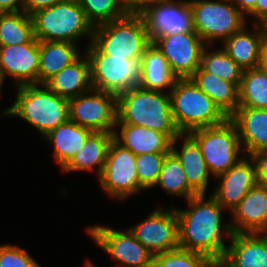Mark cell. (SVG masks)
<instances>
[{
	"label": "cell",
	"instance_id": "obj_40",
	"mask_svg": "<svg viewBox=\"0 0 267 267\" xmlns=\"http://www.w3.org/2000/svg\"><path fill=\"white\" fill-rule=\"evenodd\" d=\"M253 17L251 23L259 24L263 19L267 17V0H256L255 8L246 16Z\"/></svg>",
	"mask_w": 267,
	"mask_h": 267
},
{
	"label": "cell",
	"instance_id": "obj_23",
	"mask_svg": "<svg viewBox=\"0 0 267 267\" xmlns=\"http://www.w3.org/2000/svg\"><path fill=\"white\" fill-rule=\"evenodd\" d=\"M245 25L222 43V48L244 70L260 67L262 47L265 42L262 28L259 24Z\"/></svg>",
	"mask_w": 267,
	"mask_h": 267
},
{
	"label": "cell",
	"instance_id": "obj_27",
	"mask_svg": "<svg viewBox=\"0 0 267 267\" xmlns=\"http://www.w3.org/2000/svg\"><path fill=\"white\" fill-rule=\"evenodd\" d=\"M114 138L113 133L93 132L84 146L74 155L72 160L62 169L63 172H78L96 170L97 177L101 175L109 145Z\"/></svg>",
	"mask_w": 267,
	"mask_h": 267
},
{
	"label": "cell",
	"instance_id": "obj_22",
	"mask_svg": "<svg viewBox=\"0 0 267 267\" xmlns=\"http://www.w3.org/2000/svg\"><path fill=\"white\" fill-rule=\"evenodd\" d=\"M114 139L136 156L148 153H170L172 150L173 140L168 135L143 126L117 123Z\"/></svg>",
	"mask_w": 267,
	"mask_h": 267
},
{
	"label": "cell",
	"instance_id": "obj_10",
	"mask_svg": "<svg viewBox=\"0 0 267 267\" xmlns=\"http://www.w3.org/2000/svg\"><path fill=\"white\" fill-rule=\"evenodd\" d=\"M98 180L99 186L112 199L124 201L144 191L139 185L136 155L114 138L109 145L104 169Z\"/></svg>",
	"mask_w": 267,
	"mask_h": 267
},
{
	"label": "cell",
	"instance_id": "obj_44",
	"mask_svg": "<svg viewBox=\"0 0 267 267\" xmlns=\"http://www.w3.org/2000/svg\"><path fill=\"white\" fill-rule=\"evenodd\" d=\"M260 67L267 73V42H264L262 47Z\"/></svg>",
	"mask_w": 267,
	"mask_h": 267
},
{
	"label": "cell",
	"instance_id": "obj_33",
	"mask_svg": "<svg viewBox=\"0 0 267 267\" xmlns=\"http://www.w3.org/2000/svg\"><path fill=\"white\" fill-rule=\"evenodd\" d=\"M206 45L202 52L201 67L208 73L240 86L244 69L241 68L221 47L212 50Z\"/></svg>",
	"mask_w": 267,
	"mask_h": 267
},
{
	"label": "cell",
	"instance_id": "obj_48",
	"mask_svg": "<svg viewBox=\"0 0 267 267\" xmlns=\"http://www.w3.org/2000/svg\"><path fill=\"white\" fill-rule=\"evenodd\" d=\"M64 1H70V2H77V3H79L81 0H64Z\"/></svg>",
	"mask_w": 267,
	"mask_h": 267
},
{
	"label": "cell",
	"instance_id": "obj_46",
	"mask_svg": "<svg viewBox=\"0 0 267 267\" xmlns=\"http://www.w3.org/2000/svg\"><path fill=\"white\" fill-rule=\"evenodd\" d=\"M83 267H99L97 265H95L94 263L91 262V260L85 261V265Z\"/></svg>",
	"mask_w": 267,
	"mask_h": 267
},
{
	"label": "cell",
	"instance_id": "obj_8",
	"mask_svg": "<svg viewBox=\"0 0 267 267\" xmlns=\"http://www.w3.org/2000/svg\"><path fill=\"white\" fill-rule=\"evenodd\" d=\"M193 13V27L207 45L222 42L240 31L246 16L231 2L223 0H189Z\"/></svg>",
	"mask_w": 267,
	"mask_h": 267
},
{
	"label": "cell",
	"instance_id": "obj_37",
	"mask_svg": "<svg viewBox=\"0 0 267 267\" xmlns=\"http://www.w3.org/2000/svg\"><path fill=\"white\" fill-rule=\"evenodd\" d=\"M0 267H42L18 245L0 244Z\"/></svg>",
	"mask_w": 267,
	"mask_h": 267
},
{
	"label": "cell",
	"instance_id": "obj_24",
	"mask_svg": "<svg viewBox=\"0 0 267 267\" xmlns=\"http://www.w3.org/2000/svg\"><path fill=\"white\" fill-rule=\"evenodd\" d=\"M44 85L58 96L71 99L90 91V62L85 52L72 64L49 78Z\"/></svg>",
	"mask_w": 267,
	"mask_h": 267
},
{
	"label": "cell",
	"instance_id": "obj_15",
	"mask_svg": "<svg viewBox=\"0 0 267 267\" xmlns=\"http://www.w3.org/2000/svg\"><path fill=\"white\" fill-rule=\"evenodd\" d=\"M166 58L177 79L190 78L201 66L202 52L207 45L196 33L164 35L152 42Z\"/></svg>",
	"mask_w": 267,
	"mask_h": 267
},
{
	"label": "cell",
	"instance_id": "obj_30",
	"mask_svg": "<svg viewBox=\"0 0 267 267\" xmlns=\"http://www.w3.org/2000/svg\"><path fill=\"white\" fill-rule=\"evenodd\" d=\"M34 38L30 15L24 11L0 12V46L26 44Z\"/></svg>",
	"mask_w": 267,
	"mask_h": 267
},
{
	"label": "cell",
	"instance_id": "obj_21",
	"mask_svg": "<svg viewBox=\"0 0 267 267\" xmlns=\"http://www.w3.org/2000/svg\"><path fill=\"white\" fill-rule=\"evenodd\" d=\"M229 119L237 127L245 155L267 150V109L238 107Z\"/></svg>",
	"mask_w": 267,
	"mask_h": 267
},
{
	"label": "cell",
	"instance_id": "obj_36",
	"mask_svg": "<svg viewBox=\"0 0 267 267\" xmlns=\"http://www.w3.org/2000/svg\"><path fill=\"white\" fill-rule=\"evenodd\" d=\"M168 153H148L136 156V171L143 190L155 187L163 161Z\"/></svg>",
	"mask_w": 267,
	"mask_h": 267
},
{
	"label": "cell",
	"instance_id": "obj_7",
	"mask_svg": "<svg viewBox=\"0 0 267 267\" xmlns=\"http://www.w3.org/2000/svg\"><path fill=\"white\" fill-rule=\"evenodd\" d=\"M188 134L200 146L210 174L215 178L245 156L237 127L229 118L220 125L197 128Z\"/></svg>",
	"mask_w": 267,
	"mask_h": 267
},
{
	"label": "cell",
	"instance_id": "obj_35",
	"mask_svg": "<svg viewBox=\"0 0 267 267\" xmlns=\"http://www.w3.org/2000/svg\"><path fill=\"white\" fill-rule=\"evenodd\" d=\"M153 267H218L207 256L178 248L154 257Z\"/></svg>",
	"mask_w": 267,
	"mask_h": 267
},
{
	"label": "cell",
	"instance_id": "obj_41",
	"mask_svg": "<svg viewBox=\"0 0 267 267\" xmlns=\"http://www.w3.org/2000/svg\"><path fill=\"white\" fill-rule=\"evenodd\" d=\"M156 0H120L122 6L131 13H139L145 6Z\"/></svg>",
	"mask_w": 267,
	"mask_h": 267
},
{
	"label": "cell",
	"instance_id": "obj_29",
	"mask_svg": "<svg viewBox=\"0 0 267 267\" xmlns=\"http://www.w3.org/2000/svg\"><path fill=\"white\" fill-rule=\"evenodd\" d=\"M190 79L214 101L228 118L239 107V88L234 83L206 72L201 66Z\"/></svg>",
	"mask_w": 267,
	"mask_h": 267
},
{
	"label": "cell",
	"instance_id": "obj_12",
	"mask_svg": "<svg viewBox=\"0 0 267 267\" xmlns=\"http://www.w3.org/2000/svg\"><path fill=\"white\" fill-rule=\"evenodd\" d=\"M70 120L93 132L113 133L117 124V96L91 89L69 99Z\"/></svg>",
	"mask_w": 267,
	"mask_h": 267
},
{
	"label": "cell",
	"instance_id": "obj_34",
	"mask_svg": "<svg viewBox=\"0 0 267 267\" xmlns=\"http://www.w3.org/2000/svg\"><path fill=\"white\" fill-rule=\"evenodd\" d=\"M79 4L93 27L120 19L128 13L120 0H81Z\"/></svg>",
	"mask_w": 267,
	"mask_h": 267
},
{
	"label": "cell",
	"instance_id": "obj_1",
	"mask_svg": "<svg viewBox=\"0 0 267 267\" xmlns=\"http://www.w3.org/2000/svg\"><path fill=\"white\" fill-rule=\"evenodd\" d=\"M199 194L187 200V209L175 207L178 218L179 248L200 253L219 265L232 236L230 223H224L225 209L211 195Z\"/></svg>",
	"mask_w": 267,
	"mask_h": 267
},
{
	"label": "cell",
	"instance_id": "obj_2",
	"mask_svg": "<svg viewBox=\"0 0 267 267\" xmlns=\"http://www.w3.org/2000/svg\"><path fill=\"white\" fill-rule=\"evenodd\" d=\"M15 91L14 103L1 115L23 119L43 137L70 119L69 99L58 96L44 84L21 85Z\"/></svg>",
	"mask_w": 267,
	"mask_h": 267
},
{
	"label": "cell",
	"instance_id": "obj_31",
	"mask_svg": "<svg viewBox=\"0 0 267 267\" xmlns=\"http://www.w3.org/2000/svg\"><path fill=\"white\" fill-rule=\"evenodd\" d=\"M161 187L167 195L185 197L186 200L198 195L187 182L185 172L176 155L171 151L163 161L155 187Z\"/></svg>",
	"mask_w": 267,
	"mask_h": 267
},
{
	"label": "cell",
	"instance_id": "obj_43",
	"mask_svg": "<svg viewBox=\"0 0 267 267\" xmlns=\"http://www.w3.org/2000/svg\"><path fill=\"white\" fill-rule=\"evenodd\" d=\"M234 4L247 16L255 8L256 0H236Z\"/></svg>",
	"mask_w": 267,
	"mask_h": 267
},
{
	"label": "cell",
	"instance_id": "obj_3",
	"mask_svg": "<svg viewBox=\"0 0 267 267\" xmlns=\"http://www.w3.org/2000/svg\"><path fill=\"white\" fill-rule=\"evenodd\" d=\"M117 110V123L150 128L172 140L181 134L173 120L169 93L136 86L117 96Z\"/></svg>",
	"mask_w": 267,
	"mask_h": 267
},
{
	"label": "cell",
	"instance_id": "obj_42",
	"mask_svg": "<svg viewBox=\"0 0 267 267\" xmlns=\"http://www.w3.org/2000/svg\"><path fill=\"white\" fill-rule=\"evenodd\" d=\"M24 0H0V12L23 11Z\"/></svg>",
	"mask_w": 267,
	"mask_h": 267
},
{
	"label": "cell",
	"instance_id": "obj_13",
	"mask_svg": "<svg viewBox=\"0 0 267 267\" xmlns=\"http://www.w3.org/2000/svg\"><path fill=\"white\" fill-rule=\"evenodd\" d=\"M139 14L151 43L164 35L194 31L189 0H156L145 6Z\"/></svg>",
	"mask_w": 267,
	"mask_h": 267
},
{
	"label": "cell",
	"instance_id": "obj_39",
	"mask_svg": "<svg viewBox=\"0 0 267 267\" xmlns=\"http://www.w3.org/2000/svg\"><path fill=\"white\" fill-rule=\"evenodd\" d=\"M63 1L64 0H24L23 11L31 16L38 10L49 8Z\"/></svg>",
	"mask_w": 267,
	"mask_h": 267
},
{
	"label": "cell",
	"instance_id": "obj_28",
	"mask_svg": "<svg viewBox=\"0 0 267 267\" xmlns=\"http://www.w3.org/2000/svg\"><path fill=\"white\" fill-rule=\"evenodd\" d=\"M176 79L166 58L151 43L146 48L140 61V83L138 86L146 90L169 93Z\"/></svg>",
	"mask_w": 267,
	"mask_h": 267
},
{
	"label": "cell",
	"instance_id": "obj_26",
	"mask_svg": "<svg viewBox=\"0 0 267 267\" xmlns=\"http://www.w3.org/2000/svg\"><path fill=\"white\" fill-rule=\"evenodd\" d=\"M83 53L77 44L66 41H39L38 84L72 64Z\"/></svg>",
	"mask_w": 267,
	"mask_h": 267
},
{
	"label": "cell",
	"instance_id": "obj_6",
	"mask_svg": "<svg viewBox=\"0 0 267 267\" xmlns=\"http://www.w3.org/2000/svg\"><path fill=\"white\" fill-rule=\"evenodd\" d=\"M92 43L105 55L138 62L151 44L142 16L131 12L94 27Z\"/></svg>",
	"mask_w": 267,
	"mask_h": 267
},
{
	"label": "cell",
	"instance_id": "obj_9",
	"mask_svg": "<svg viewBox=\"0 0 267 267\" xmlns=\"http://www.w3.org/2000/svg\"><path fill=\"white\" fill-rule=\"evenodd\" d=\"M83 52L90 62L93 89L118 96L140 83V62L105 55L92 42Z\"/></svg>",
	"mask_w": 267,
	"mask_h": 267
},
{
	"label": "cell",
	"instance_id": "obj_18",
	"mask_svg": "<svg viewBox=\"0 0 267 267\" xmlns=\"http://www.w3.org/2000/svg\"><path fill=\"white\" fill-rule=\"evenodd\" d=\"M230 214L232 233H267V186L257 183Z\"/></svg>",
	"mask_w": 267,
	"mask_h": 267
},
{
	"label": "cell",
	"instance_id": "obj_49",
	"mask_svg": "<svg viewBox=\"0 0 267 267\" xmlns=\"http://www.w3.org/2000/svg\"><path fill=\"white\" fill-rule=\"evenodd\" d=\"M223 1L231 2V3H235L236 2V0H223Z\"/></svg>",
	"mask_w": 267,
	"mask_h": 267
},
{
	"label": "cell",
	"instance_id": "obj_25",
	"mask_svg": "<svg viewBox=\"0 0 267 267\" xmlns=\"http://www.w3.org/2000/svg\"><path fill=\"white\" fill-rule=\"evenodd\" d=\"M92 133V130L80 126L69 119L43 138L53 147L54 161L62 170L84 146L87 138Z\"/></svg>",
	"mask_w": 267,
	"mask_h": 267
},
{
	"label": "cell",
	"instance_id": "obj_16",
	"mask_svg": "<svg viewBox=\"0 0 267 267\" xmlns=\"http://www.w3.org/2000/svg\"><path fill=\"white\" fill-rule=\"evenodd\" d=\"M39 41L0 46V76L2 81L12 77L15 87L38 84ZM8 76V77H7Z\"/></svg>",
	"mask_w": 267,
	"mask_h": 267
},
{
	"label": "cell",
	"instance_id": "obj_20",
	"mask_svg": "<svg viewBox=\"0 0 267 267\" xmlns=\"http://www.w3.org/2000/svg\"><path fill=\"white\" fill-rule=\"evenodd\" d=\"M179 141L180 149L176 147ZM171 151L179 159L189 186L198 195L206 194L211 174L197 142L189 134H180L172 141Z\"/></svg>",
	"mask_w": 267,
	"mask_h": 267
},
{
	"label": "cell",
	"instance_id": "obj_11",
	"mask_svg": "<svg viewBox=\"0 0 267 267\" xmlns=\"http://www.w3.org/2000/svg\"><path fill=\"white\" fill-rule=\"evenodd\" d=\"M86 232L96 245L116 260L113 267H153L154 256L128 228L120 230L103 224L89 226Z\"/></svg>",
	"mask_w": 267,
	"mask_h": 267
},
{
	"label": "cell",
	"instance_id": "obj_19",
	"mask_svg": "<svg viewBox=\"0 0 267 267\" xmlns=\"http://www.w3.org/2000/svg\"><path fill=\"white\" fill-rule=\"evenodd\" d=\"M218 267H267V233H232Z\"/></svg>",
	"mask_w": 267,
	"mask_h": 267
},
{
	"label": "cell",
	"instance_id": "obj_4",
	"mask_svg": "<svg viewBox=\"0 0 267 267\" xmlns=\"http://www.w3.org/2000/svg\"><path fill=\"white\" fill-rule=\"evenodd\" d=\"M169 95L173 120L181 134L217 126L228 119L190 78L176 79Z\"/></svg>",
	"mask_w": 267,
	"mask_h": 267
},
{
	"label": "cell",
	"instance_id": "obj_38",
	"mask_svg": "<svg viewBox=\"0 0 267 267\" xmlns=\"http://www.w3.org/2000/svg\"><path fill=\"white\" fill-rule=\"evenodd\" d=\"M252 159L258 184L267 186V150H258L250 154Z\"/></svg>",
	"mask_w": 267,
	"mask_h": 267
},
{
	"label": "cell",
	"instance_id": "obj_14",
	"mask_svg": "<svg viewBox=\"0 0 267 267\" xmlns=\"http://www.w3.org/2000/svg\"><path fill=\"white\" fill-rule=\"evenodd\" d=\"M130 232L155 257L179 248L178 218L175 207L154 209Z\"/></svg>",
	"mask_w": 267,
	"mask_h": 267
},
{
	"label": "cell",
	"instance_id": "obj_45",
	"mask_svg": "<svg viewBox=\"0 0 267 267\" xmlns=\"http://www.w3.org/2000/svg\"><path fill=\"white\" fill-rule=\"evenodd\" d=\"M259 25L261 26L262 28V31H263V35H264V40L265 42H267V17L265 19H263Z\"/></svg>",
	"mask_w": 267,
	"mask_h": 267
},
{
	"label": "cell",
	"instance_id": "obj_47",
	"mask_svg": "<svg viewBox=\"0 0 267 267\" xmlns=\"http://www.w3.org/2000/svg\"><path fill=\"white\" fill-rule=\"evenodd\" d=\"M4 83L5 82L2 81L1 76H0V93H2L1 91H2V87H4L3 86Z\"/></svg>",
	"mask_w": 267,
	"mask_h": 267
},
{
	"label": "cell",
	"instance_id": "obj_17",
	"mask_svg": "<svg viewBox=\"0 0 267 267\" xmlns=\"http://www.w3.org/2000/svg\"><path fill=\"white\" fill-rule=\"evenodd\" d=\"M216 178L218 184L212 192V196L229 212L258 183L254 163L247 155L226 173Z\"/></svg>",
	"mask_w": 267,
	"mask_h": 267
},
{
	"label": "cell",
	"instance_id": "obj_5",
	"mask_svg": "<svg viewBox=\"0 0 267 267\" xmlns=\"http://www.w3.org/2000/svg\"><path fill=\"white\" fill-rule=\"evenodd\" d=\"M34 35L38 41H66L77 43L86 36L92 42L93 25L77 2L63 1L31 15Z\"/></svg>",
	"mask_w": 267,
	"mask_h": 267
},
{
	"label": "cell",
	"instance_id": "obj_32",
	"mask_svg": "<svg viewBox=\"0 0 267 267\" xmlns=\"http://www.w3.org/2000/svg\"><path fill=\"white\" fill-rule=\"evenodd\" d=\"M239 107L267 109V73L261 67L244 70L239 86Z\"/></svg>",
	"mask_w": 267,
	"mask_h": 267
}]
</instances>
